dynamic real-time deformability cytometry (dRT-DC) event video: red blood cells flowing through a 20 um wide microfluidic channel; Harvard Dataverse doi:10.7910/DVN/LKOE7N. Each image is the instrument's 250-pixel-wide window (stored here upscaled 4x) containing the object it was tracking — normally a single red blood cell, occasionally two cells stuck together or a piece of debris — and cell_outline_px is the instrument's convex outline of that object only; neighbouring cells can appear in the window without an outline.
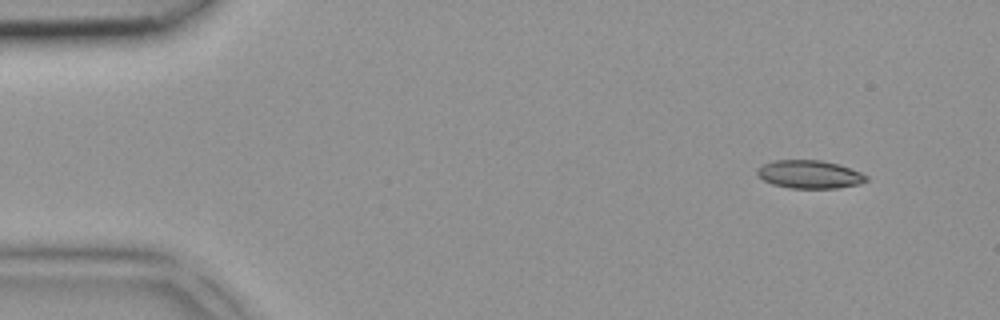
{"species": "common noctule bat (a hibernating species)", "species_latin": "Nyctalus noctula", "temperature_condition": "room temperature", "stored_images_in_passage": 4, "camera_frame_rate_fps": 3000, "um_per_image_px": 0.085, "animal": {"sex": "female", "body_mass_g": 18.4}, "frame": {"image": 1, "passage_image": 1, "time_ms": 0.0, "image_size_px": [1000, 320], "cell_outline_px": [[868, 180], [860, 184], [836, 188], [792, 188], [772, 184], [764, 180], [756, 172], [756, 168], [772, 160], [820, 160], [840, 164], [860, 172], [868, 176]], "centroid_in_image_um": [68.82, 14.81], "position_along_channel_um": 16.2, "area_um2": 17.92}}